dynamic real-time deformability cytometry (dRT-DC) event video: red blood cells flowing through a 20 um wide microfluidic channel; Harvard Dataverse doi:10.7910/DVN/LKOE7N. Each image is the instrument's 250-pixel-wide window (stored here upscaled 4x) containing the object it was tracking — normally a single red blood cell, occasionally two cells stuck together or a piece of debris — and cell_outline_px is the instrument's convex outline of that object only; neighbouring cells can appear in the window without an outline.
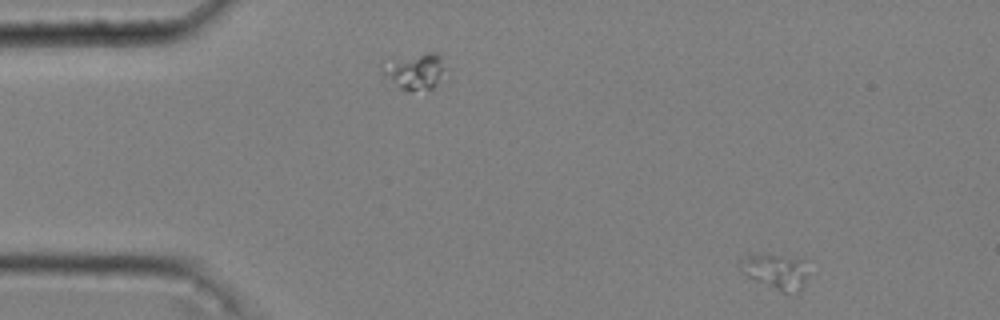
{"species": "common noctule bat (a hibernating species)", "species_latin": "Nyctalus noctula", "temperature_condition": "cold", "stored_images_in_passage": 49, "camera_frame_rate_fps": 3000, "um_per_image_px": 0.085, "animal": {"sex": "male", "body_mass_g": 20.4}, "frame": {"image": 1, "passage_image": 1, "time_ms": 0.0, "image_size_px": [1000, 320], "cell_outline_px": [[804, 280], [800, 288], [784, 292], [780, 292], [748, 276], [740, 268], [740, 256], [780, 256], [804, 260]], "centroid_in_image_um": [65.86, 23.07], "position_along_channel_um": 19.1, "area_um2": 12.83}}
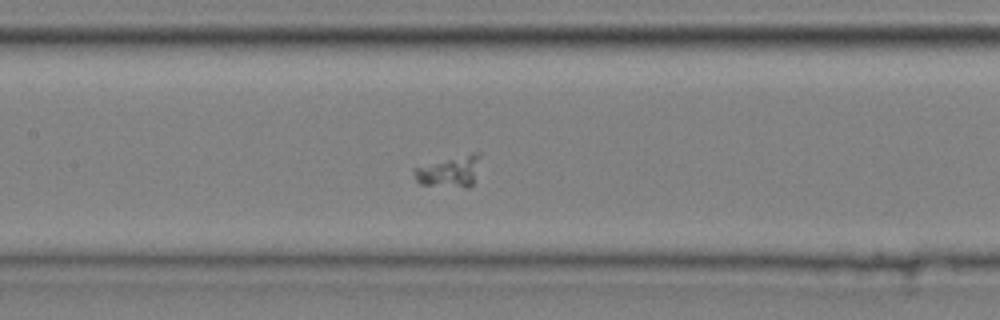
{"frame": {"image": 2, "passage_image": 21, "time_ms": 6.667, "image_size_px": [1000, 320], "cell_outline_px": [[480, 156], [472, 184], [468, 188], [464, 188], [420, 184], [416, 180], [412, 172], [412, 168], [472, 152], [480, 152]], "centroid_in_image_um": [38.18, 14.58], "position_along_channel_um": 169.2, "area_um2": 11.96}}
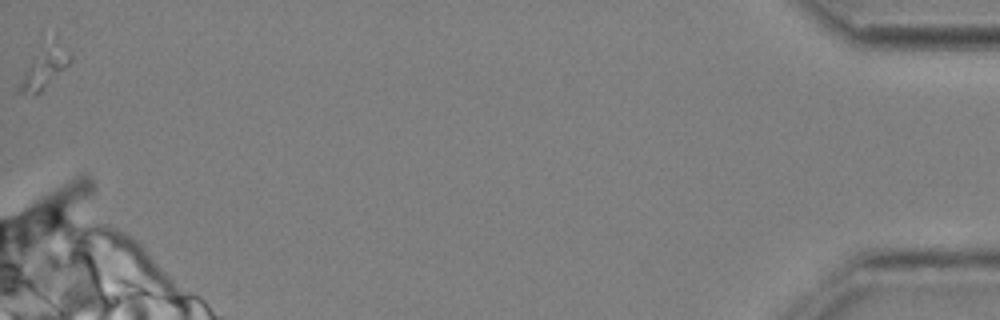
{"frame": {"image": 3, "passage_image": 49, "time_ms": 16.0, "image_size_px": [1000, 320], "cell_outline_px": [[72, 60], [36, 96], [32, 96], [20, 92], [20, 84], [28, 68], [56, 36], [72, 56]], "centroid_in_image_um": [3.86, 5.79], "position_along_channel_um": 431.3, "area_um2": 10.98}}